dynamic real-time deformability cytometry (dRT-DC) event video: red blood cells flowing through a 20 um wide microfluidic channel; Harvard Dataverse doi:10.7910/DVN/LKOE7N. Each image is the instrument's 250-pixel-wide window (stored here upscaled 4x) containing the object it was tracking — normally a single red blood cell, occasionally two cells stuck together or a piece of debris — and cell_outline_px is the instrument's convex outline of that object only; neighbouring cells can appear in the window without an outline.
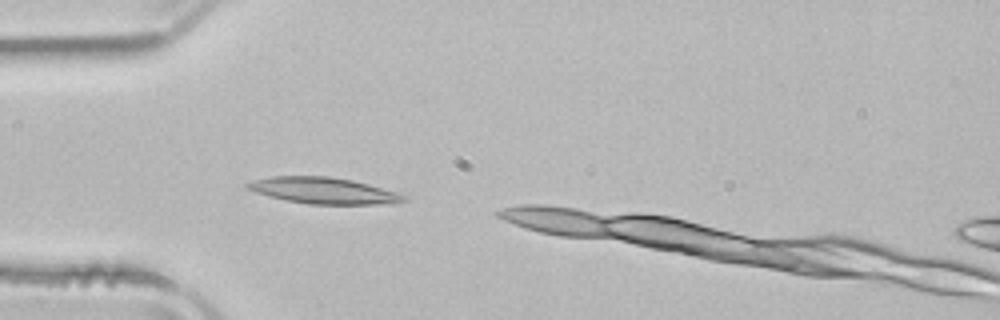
{"species": "common noctule bat (a hibernating species)", "species_latin": "Nyctalus noctula", "temperature_condition": "room temperature", "stored_images_in_passage": 5, "camera_frame_rate_fps": 3000, "um_per_image_px": 0.085, "animal": {"sex": "male", "body_mass_g": 21.5, "forearm_length_mm": 52.0}, "frame": {"image": 1, "passage_image": 1, "time_ms": 0.0, "image_size_px": [1000, 320], "cell_outline_px": [[408, 200], [392, 204], [308, 204], [268, 196], [244, 188], [244, 184], [252, 180], [272, 176], [328, 176], [352, 180], [368, 184], [396, 192], [404, 196]], "centroid_in_image_um": [27.46, 16.2], "position_along_channel_um": 57.5, "area_um2": 23.93}}
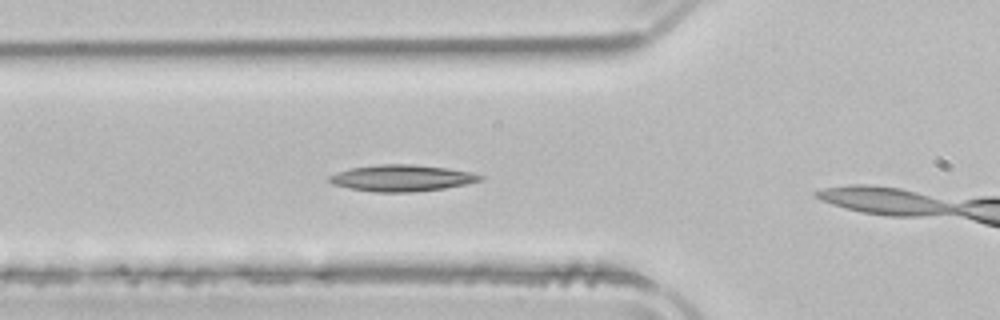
{"frame": {"image": 2, "passage_image": 4, "time_ms": 1.0, "image_size_px": [1000, 320], "cell_outline_px": [[484, 180], [444, 188], [412, 192], [376, 192], [352, 188], [332, 184], [328, 180], [328, 176], [336, 172], [352, 168], [380, 164], [412, 164], [448, 168], [468, 172], [484, 176]], "centroid_in_image_um": [34.15, 15.13], "position_along_channel_um": 91.7, "area_um2": 23.06}}